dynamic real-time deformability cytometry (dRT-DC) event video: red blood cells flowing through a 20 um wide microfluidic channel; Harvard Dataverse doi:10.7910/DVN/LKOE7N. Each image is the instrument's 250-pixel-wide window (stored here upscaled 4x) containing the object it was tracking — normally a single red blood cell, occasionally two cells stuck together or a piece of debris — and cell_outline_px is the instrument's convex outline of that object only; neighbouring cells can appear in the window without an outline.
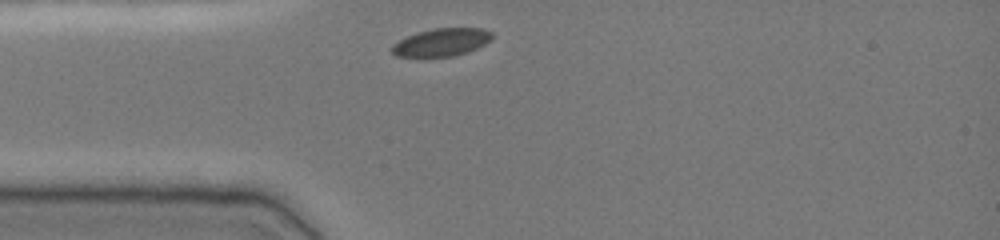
{"species": "common noctule bat (a hibernating species)", "species_latin": "Nyctalus noctula", "temperature_condition": "cold", "stored_images_in_passage": 29, "camera_frame_rate_fps": 3000, "um_per_image_px": 0.085, "animal": {"sex": "female", "body_mass_g": 19.0, "forearm_length_mm": 51.5}, "frame": {"image": 1, "passage_image": 1, "time_ms": 0.0, "image_size_px": [1000, 240], "cell_outline_px": [[496, 36], [484, 44], [468, 52], [452, 56], [396, 56], [392, 52], [392, 44], [416, 32], [436, 28], [480, 28], [492, 32]], "centroid_in_image_um": [37.56, 3.58], "position_along_channel_um": 47.4, "area_um2": 16.07}}
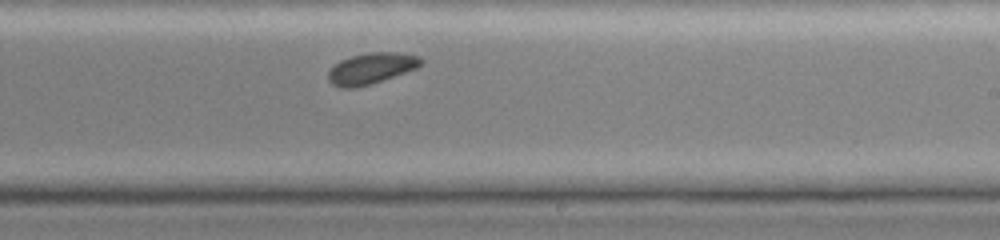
{"frame": {"image": 2, "passage_image": 18, "time_ms": 5.667, "image_size_px": [1000, 240], "cell_outline_px": [[424, 60], [416, 68], [372, 84], [356, 88], [340, 88], [332, 84], [328, 80], [328, 72], [340, 60], [352, 56], [368, 52], [396, 52], [420, 56]], "centroid_in_image_um": [31.54, 5.82], "position_along_channel_um": 257.5, "area_um2": 16.76}}
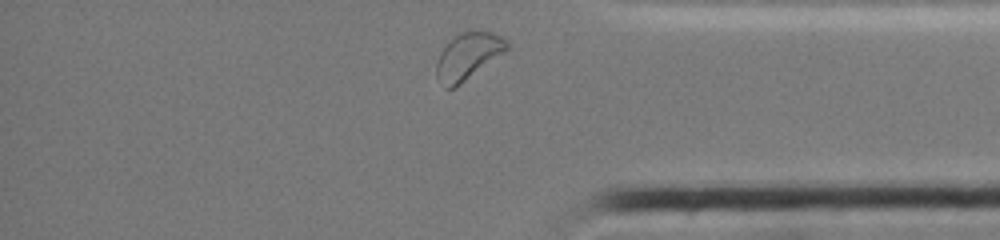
{"frame": {"image": 3, "passage_image": 29, "time_ms": 9.333, "image_size_px": [1000, 240], "cell_outline_px": [[508, 48], [504, 52], [456, 88], [444, 88], [436, 76], [436, 64], [440, 52], [456, 36], [468, 28], [492, 32], [500, 36], [508, 44]], "centroid_in_image_um": [39.76, 4.77], "position_along_channel_um": 395.4, "area_um2": 19.07}}